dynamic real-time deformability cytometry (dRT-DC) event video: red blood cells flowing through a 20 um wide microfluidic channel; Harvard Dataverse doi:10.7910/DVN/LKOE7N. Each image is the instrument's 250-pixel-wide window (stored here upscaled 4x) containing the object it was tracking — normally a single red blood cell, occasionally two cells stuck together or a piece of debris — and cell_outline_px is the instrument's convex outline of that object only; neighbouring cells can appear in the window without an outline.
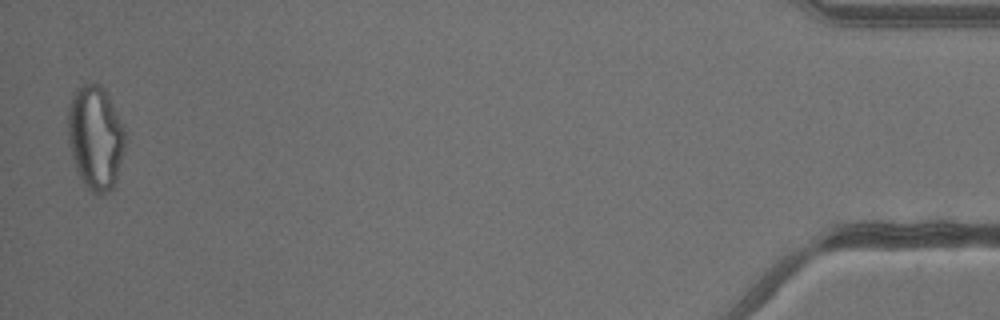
{"species": "common noctule bat (a hibernating species)", "species_latin": "Nyctalus noctula", "temperature_condition": "warm", "stored_images_in_passage": 33, "camera_frame_rate_fps": 3000, "um_per_image_px": 0.085, "animal": {"sex": "male", "body_mass_g": 13.3}, "frame": {"image": 1, "passage_image": 33, "time_ms": 10.667, "image_size_px": [1000, 320], "cell_outline_px": [[124, 152], [116, 180], [112, 188], [100, 196], [96, 196], [84, 184], [76, 168], [72, 156], [68, 140], [68, 104], [76, 88], [84, 84], [100, 84], [104, 88], [124, 124]], "centroid_in_image_um": [8.11, 11.69], "position_along_channel_um": 427.1, "area_um2": 34.8}}